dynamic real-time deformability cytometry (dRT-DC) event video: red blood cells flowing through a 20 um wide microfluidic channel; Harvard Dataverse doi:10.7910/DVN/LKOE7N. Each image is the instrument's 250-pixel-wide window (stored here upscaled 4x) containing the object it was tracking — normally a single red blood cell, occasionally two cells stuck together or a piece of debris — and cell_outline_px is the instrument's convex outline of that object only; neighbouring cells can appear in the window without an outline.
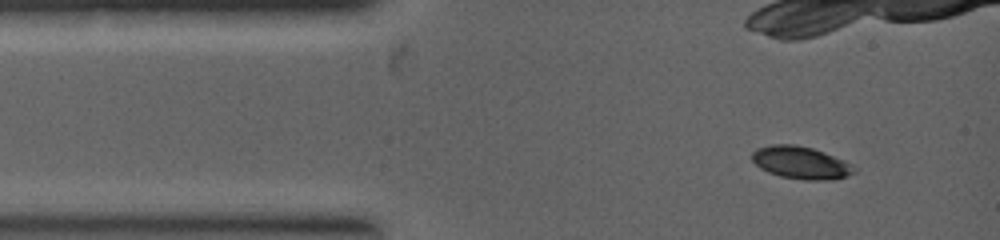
{"species": "common noctule bat (a hibernating species)", "species_latin": "Nyctalus noctula", "temperature_condition": "warm", "stored_images_in_passage": 5, "camera_frame_rate_fps": 5000, "um_per_image_px": 0.085, "animal": {"sex": "female", "body_mass_g": 19.0, "forearm_length_mm": 53.3}, "frame": {"image": 1, "passage_image": 1, "time_ms": 0.0, "image_size_px": [1000, 240], "cell_outline_px": [[856, 172], [832, 180], [804, 180], [780, 176], [768, 172], [760, 168], [752, 160], [752, 152], [756, 148], [772, 144], [792, 144], [812, 148], [824, 152], [844, 160], [852, 164], [856, 168]], "centroid_in_image_um": [68.07, 13.82], "position_along_channel_um": 16.9, "area_um2": 19.36}}
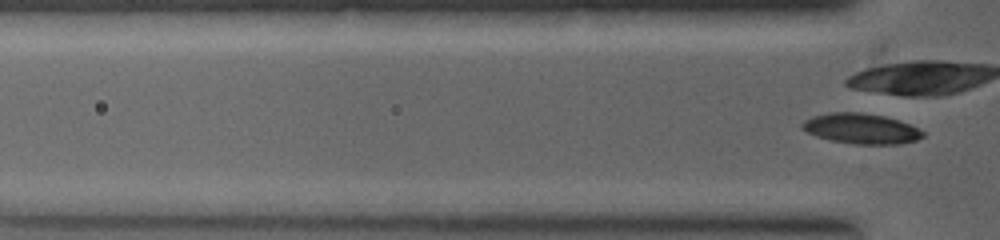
{"frame": {"image": 2, "passage_image": 5, "time_ms": 1.2, "image_size_px": [1000, 240], "cell_outline_px": [[924, 136], [916, 140], [900, 144], [856, 144], [832, 140], [816, 136], [800, 128], [800, 124], [804, 120], [812, 116], [832, 112], [860, 112], [884, 116], [908, 124], [924, 132]], "centroid_in_image_um": [73.16, 10.93], "position_along_channel_um": 52.6, "area_um2": 21.15}}